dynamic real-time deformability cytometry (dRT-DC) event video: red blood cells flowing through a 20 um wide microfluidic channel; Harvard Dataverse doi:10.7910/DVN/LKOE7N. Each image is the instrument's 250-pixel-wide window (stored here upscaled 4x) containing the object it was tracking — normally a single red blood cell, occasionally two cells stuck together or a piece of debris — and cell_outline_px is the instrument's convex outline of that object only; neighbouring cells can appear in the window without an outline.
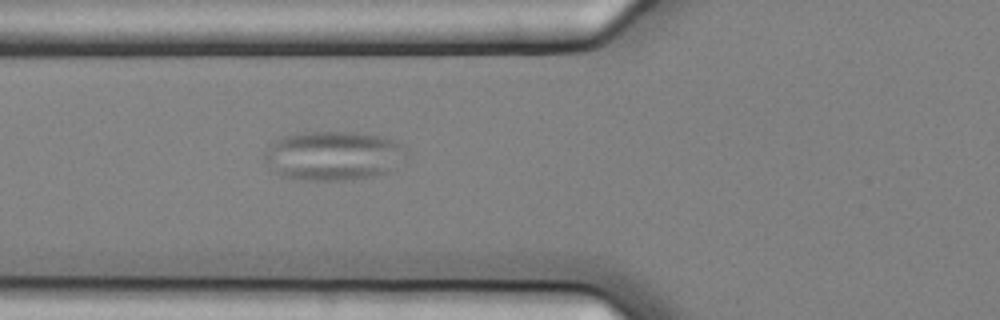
{"species": "common noctule bat (a hibernating species)", "species_latin": "Nyctalus noctula", "temperature_condition": "cold", "stored_images_in_passage": 3, "camera_frame_rate_fps": 3000, "um_per_image_px": 0.085, "animal": {"sex": "female", "body_mass_g": 25.1}, "frame": {"image": 1, "passage_image": 2, "time_ms": 0.333, "image_size_px": [1000, 320], "cell_outline_px": [[408, 156], [388, 172], [372, 176], [344, 180], [296, 180], [280, 176], [272, 172], [264, 156], [264, 152], [268, 144], [280, 136], [304, 132], [356, 132], [384, 136], [400, 144], [408, 152]], "centroid_in_image_um": [28.29, 13.23], "position_along_channel_um": 97.5, "area_um2": 41.27}}